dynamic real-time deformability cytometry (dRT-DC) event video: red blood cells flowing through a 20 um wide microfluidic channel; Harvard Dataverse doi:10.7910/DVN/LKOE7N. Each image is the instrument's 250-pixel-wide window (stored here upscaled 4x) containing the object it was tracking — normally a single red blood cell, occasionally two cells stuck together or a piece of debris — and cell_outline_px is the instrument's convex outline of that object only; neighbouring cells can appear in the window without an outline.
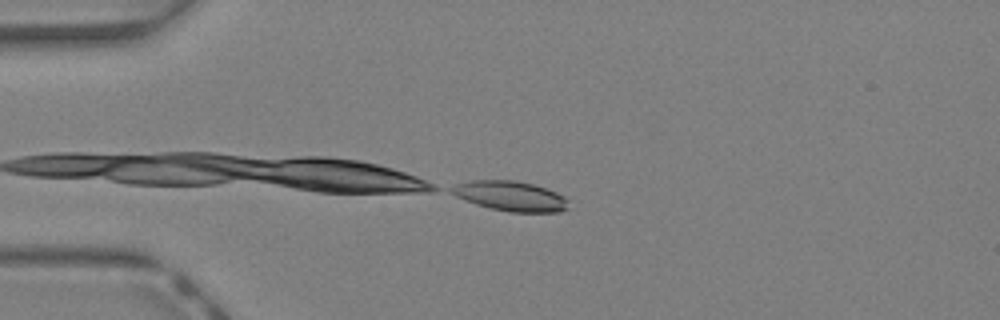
{"species": "Egyptian fruit bat (a non-hibernating species)", "species_latin": "Rousettus aegyptiacus", "temperature_condition": "warm", "stored_images_in_passage": 3, "camera_frame_rate_fps": 3000, "um_per_image_px": 0.085, "animal": {"sex": "female"}, "frame": {"image": 1, "passage_image": 3, "time_ms": 0.667, "image_size_px": [1000, 320], "cell_outline_px": [[568, 208], [560, 212], [508, 212], [476, 204], [456, 196], [448, 192], [448, 188], [456, 184], [472, 180], [512, 180], [532, 184], [556, 192], [564, 196], [568, 200]], "centroid_in_image_um": [43.37, 16.66], "position_along_channel_um": 41.6, "area_um2": 20.35}}